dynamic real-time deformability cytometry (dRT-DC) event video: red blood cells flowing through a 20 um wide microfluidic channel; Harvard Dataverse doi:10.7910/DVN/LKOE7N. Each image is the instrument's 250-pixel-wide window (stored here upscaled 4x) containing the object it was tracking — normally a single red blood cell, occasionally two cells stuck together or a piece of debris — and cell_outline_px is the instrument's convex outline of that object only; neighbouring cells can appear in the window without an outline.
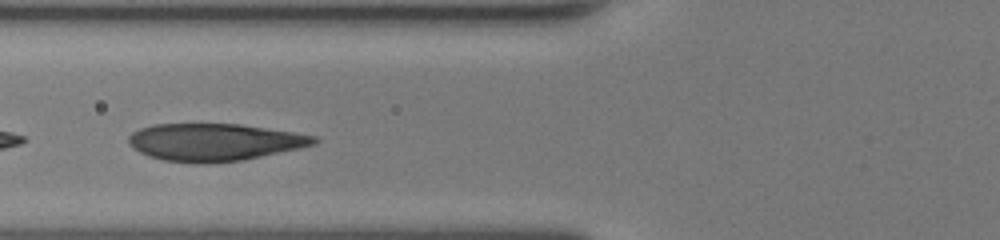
{"species": "human", "species_latin": "Homo sapiens", "temperature_condition": "room temperature", "stored_images_in_passage": 35, "camera_frame_rate_fps": 3000, "um_per_image_px": 0.085, "donor": {"sex": "female"}, "frame": {"image": 1, "passage_image": 12, "time_ms": 3.667, "image_size_px": [1000, 240], "cell_outline_px": [[320, 140], [316, 144], [244, 160], [212, 164], [204, 164], [164, 160], [148, 156], [140, 152], [128, 144], [128, 136], [132, 132], [140, 128], [152, 124], [240, 124], [292, 132], [316, 136]], "centroid_in_image_um": [18.2, 12.09], "position_along_channel_um": 107.6, "area_um2": 40.46}}
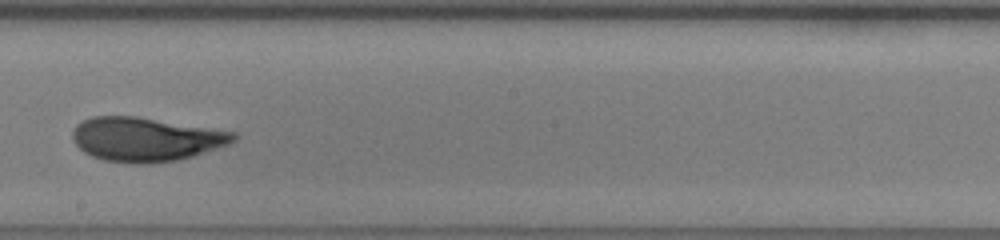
{"frame": {"image": 2, "passage_image": 21, "time_ms": 6.667, "image_size_px": [1000, 240], "cell_outline_px": [[236, 140], [228, 144], [192, 156], [176, 160], [148, 164], [136, 164], [104, 160], [92, 156], [84, 152], [76, 144], [72, 136], [72, 132], [76, 124], [92, 116], [136, 116], [236, 132]], "centroid_in_image_um": [12.37, 11.83], "position_along_channel_um": 235.8, "area_um2": 41.1}}
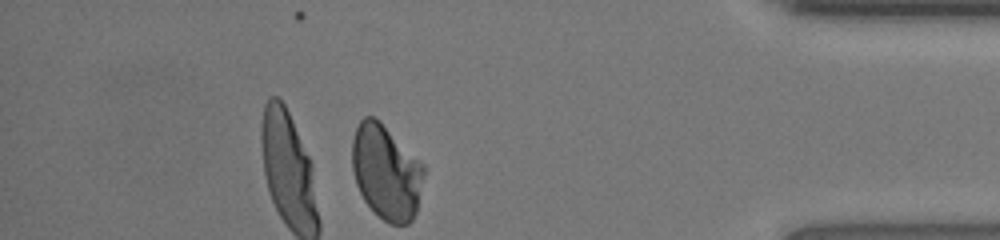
{"frame": {"image": 3, "passage_image": 35, "time_ms": 11.333, "image_size_px": [1000, 240], "cell_outline_px": [[424, 172], [416, 212], [412, 220], [408, 224], [388, 224], [364, 200], [356, 184], [352, 168], [352, 140], [356, 128], [360, 120], [364, 116], [372, 116], [380, 120], [424, 164]], "centroid_in_image_um": [32.82, 14.6], "position_along_channel_um": 402.4, "area_um2": 39.54}, "authors_computed_cell_mechanics": {"area_um2": 41.327, "velocity_mm_per_s": 4.2829, "shape_relaxation_time_tau1_ms": 5.8417, "shape_relaxation_time_tau2_ms": 0.6657, "deformation_change_tau1": 0.1793, "deformation_change_tau2": 0.0406}}